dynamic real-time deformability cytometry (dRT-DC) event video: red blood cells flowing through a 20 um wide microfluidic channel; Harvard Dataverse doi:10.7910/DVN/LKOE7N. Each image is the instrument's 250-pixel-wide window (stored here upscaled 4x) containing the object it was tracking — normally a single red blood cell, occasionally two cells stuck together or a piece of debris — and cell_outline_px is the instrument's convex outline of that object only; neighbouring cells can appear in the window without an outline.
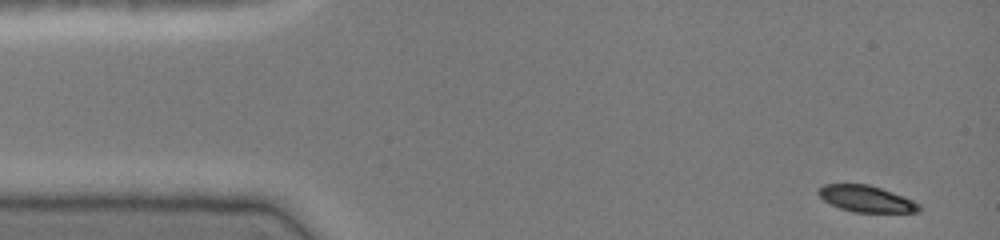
{"species": "common noctule bat (a hibernating species)", "species_latin": "Nyctalus noctula", "temperature_condition": "cold", "stored_images_in_passage": 11, "camera_frame_rate_fps": 3000, "um_per_image_px": 0.085, "animal": {"sex": "female", "body_mass_g": 19.0, "forearm_length_mm": 51.5}, "frame": {"image": 1, "passage_image": 1, "time_ms": 0.0, "image_size_px": [1000, 240], "cell_outline_px": [[920, 212], [852, 212], [840, 208], [824, 200], [816, 192], [824, 184], [868, 184], [904, 196], [920, 204]], "centroid_in_image_um": [73.64, 16.9], "position_along_channel_um": 11.4, "area_um2": 15.37}}
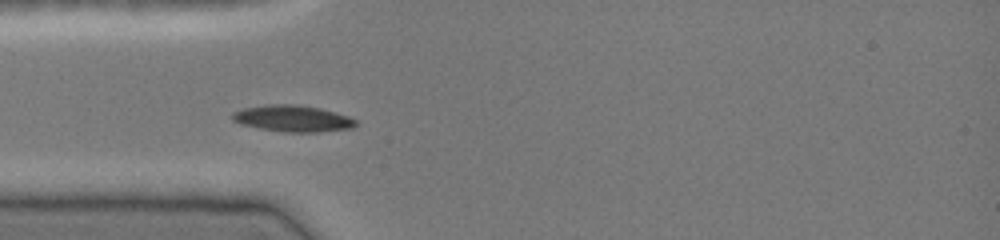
{"frame": {"image": 2, "passage_image": 7, "time_ms": 2.0, "image_size_px": [1000, 240], "cell_outline_px": [[360, 124], [352, 128], [316, 132], [284, 132], [260, 128], [240, 124], [232, 120], [232, 112], [244, 108], [268, 104], [296, 104], [320, 108], [348, 116], [356, 120]], "centroid_in_image_um": [24.89, 10.07], "position_along_channel_um": 60.1, "area_um2": 19.07}}
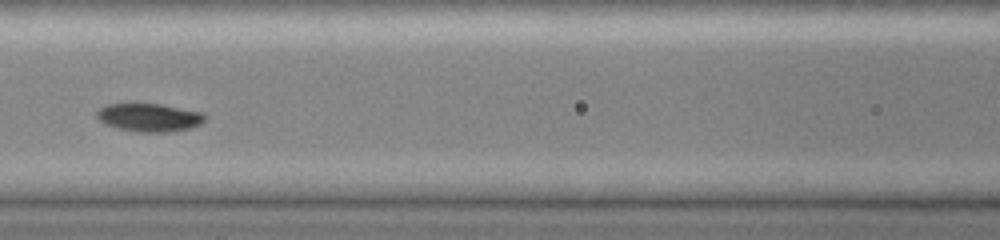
{"frame": {"image": 3, "passage_image": 10, "time_ms": 3.0, "image_size_px": [1000, 240], "cell_outline_px": [[204, 120], [200, 124], [188, 128], [172, 132], [140, 132], [120, 128], [104, 124], [96, 116], [96, 112], [100, 108], [108, 104], [132, 100], [160, 104], [204, 112]], "centroid_in_image_um": [12.63, 9.93], "position_along_channel_um": 154.0, "area_um2": 18.32}}